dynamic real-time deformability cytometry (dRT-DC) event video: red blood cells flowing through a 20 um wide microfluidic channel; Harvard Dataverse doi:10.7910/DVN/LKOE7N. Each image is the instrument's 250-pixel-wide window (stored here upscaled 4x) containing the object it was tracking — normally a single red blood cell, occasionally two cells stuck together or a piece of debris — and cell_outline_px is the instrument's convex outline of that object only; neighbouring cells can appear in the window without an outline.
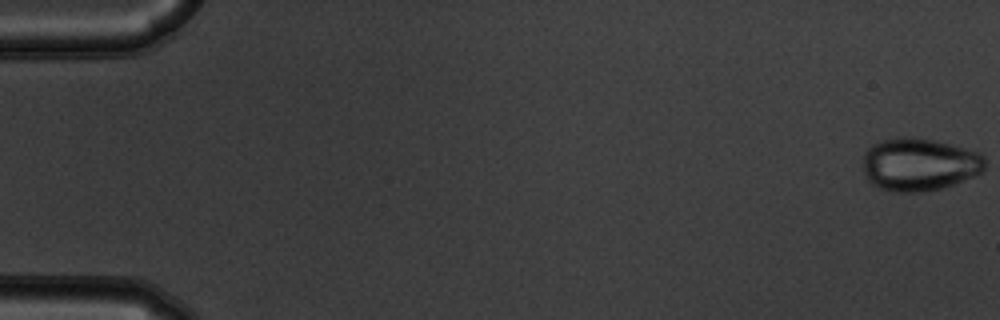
{"species": "common noctule bat (a hibernating species)", "species_latin": "Nyctalus noctula", "temperature_condition": "warm", "stored_images_in_passage": 55, "camera_frame_rate_fps": 3000, "um_per_image_px": 0.085, "animal": {"sex": "male", "body_mass_g": 19.5, "forearm_length_mm": 54.6}, "frame": {"image": 1, "passage_image": 1, "time_ms": 0.0, "image_size_px": [1000, 320], "cell_outline_px": [[984, 172], [976, 176], [944, 188], [920, 192], [892, 192], [880, 188], [872, 184], [868, 180], [864, 172], [864, 152], [872, 144], [880, 140], [900, 136], [904, 136], [936, 140], [980, 152], [984, 156]], "centroid_in_image_um": [78.15, 13.97], "position_along_channel_um": 6.8, "area_um2": 38.09}}
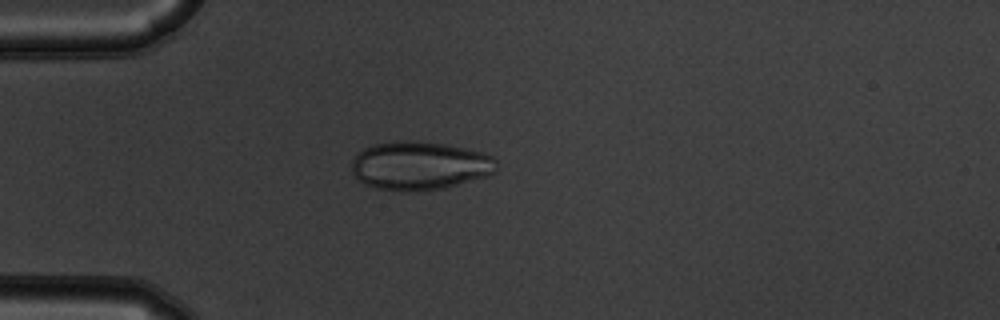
{"frame": {"image": 2, "passage_image": 16, "time_ms": 5.0, "image_size_px": [1000, 320], "cell_outline_px": [[496, 172], [488, 176], [444, 188], [420, 192], [404, 192], [376, 188], [364, 184], [352, 172], [352, 160], [356, 152], [364, 148], [376, 144], [392, 140], [412, 140], [448, 144], [480, 152], [492, 156], [496, 160]], "centroid_in_image_um": [35.66, 14.08], "position_along_channel_um": 49.3, "area_um2": 41.5}}